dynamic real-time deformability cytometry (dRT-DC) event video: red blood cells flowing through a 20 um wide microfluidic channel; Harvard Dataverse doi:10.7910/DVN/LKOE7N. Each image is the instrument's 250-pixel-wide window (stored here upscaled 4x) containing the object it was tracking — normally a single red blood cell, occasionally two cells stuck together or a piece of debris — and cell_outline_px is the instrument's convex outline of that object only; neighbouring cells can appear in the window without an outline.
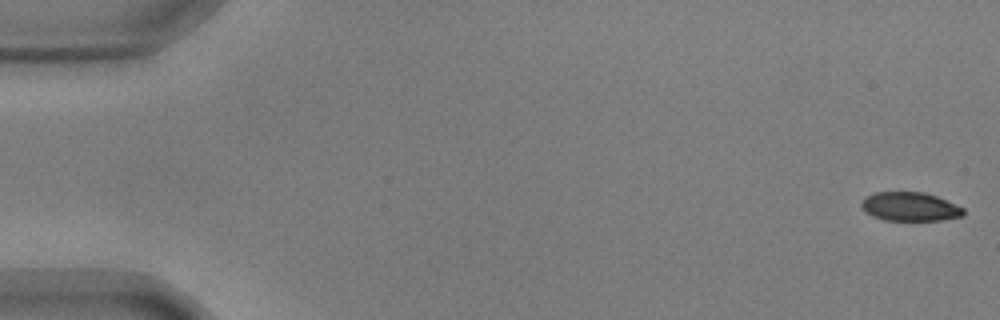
{"species": "common noctule bat (a hibernating species)", "species_latin": "Nyctalus noctula", "temperature_condition": "warm", "stored_images_in_passage": 51, "camera_frame_rate_fps": 3000, "um_per_image_px": 0.085, "animal": {"sex": "male", "body_mass_g": 17.9, "forearm_length_mm": 54.2}, "frame": {"image": 1, "passage_image": 1, "time_ms": 0.0, "image_size_px": [1000, 320], "cell_outline_px": [[964, 216], [940, 220], [884, 220], [872, 216], [864, 212], [860, 208], [860, 200], [864, 196], [876, 192], [924, 192], [936, 196], [964, 208]], "centroid_in_image_um": [77.28, 17.56], "position_along_channel_um": 7.7, "area_um2": 17.34}}
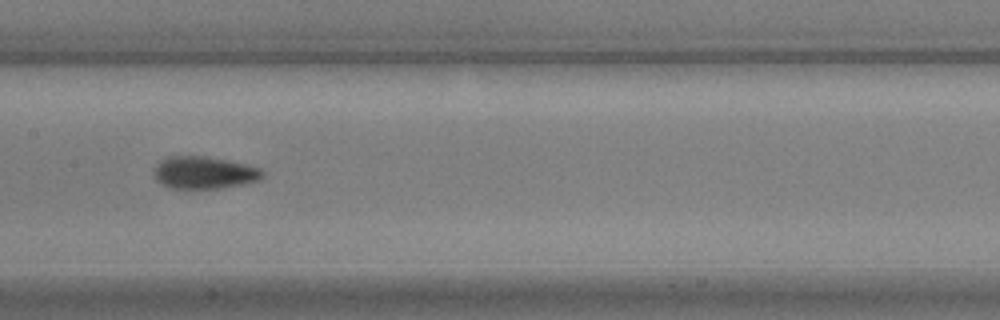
{"frame": {"image": 2, "passage_image": 28, "time_ms": 9.0, "image_size_px": [1000, 320], "cell_outline_px": [[264, 176], [260, 180], [244, 184], [220, 188], [168, 188], [160, 184], [156, 180], [152, 172], [160, 160], [168, 156], [208, 156], [248, 164], [260, 168], [264, 172]], "centroid_in_image_um": [17.35, 14.67], "position_along_channel_um": 190.1, "area_um2": 20.81}}
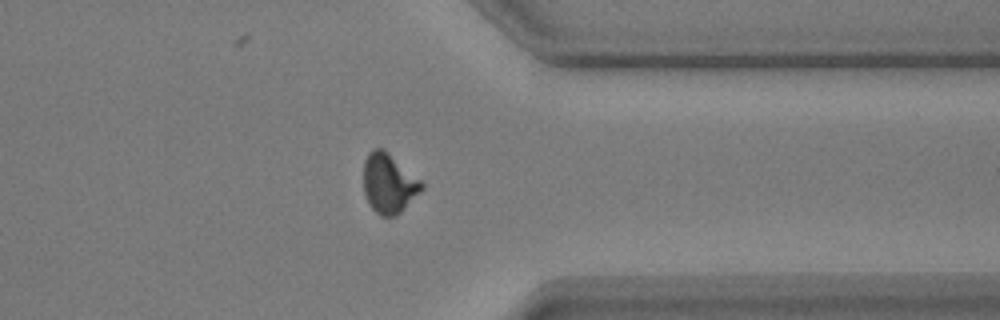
{"frame": {"image": 3, "passage_image": 44, "time_ms": 14.333, "image_size_px": [1000, 320], "cell_outline_px": [[424, 188], [396, 216], [380, 216], [368, 204], [364, 192], [364, 160], [368, 152], [372, 148], [384, 148], [420, 180], [424, 184]], "centroid_in_image_um": [33.03, 15.57], "position_along_channel_um": 378.4, "area_um2": 20.17}, "authors_computed_cell_mechanics": {"area_um2": 20.1722, "velocity_mm_per_s": 3.6382, "shape_relaxation_time_tau1_ms": 3.8687, "shape_relaxation_time_tau2_ms": 1.3344, "deformation_change_tau1": 0.1406, "deformation_change_tau2": 0.0413}}